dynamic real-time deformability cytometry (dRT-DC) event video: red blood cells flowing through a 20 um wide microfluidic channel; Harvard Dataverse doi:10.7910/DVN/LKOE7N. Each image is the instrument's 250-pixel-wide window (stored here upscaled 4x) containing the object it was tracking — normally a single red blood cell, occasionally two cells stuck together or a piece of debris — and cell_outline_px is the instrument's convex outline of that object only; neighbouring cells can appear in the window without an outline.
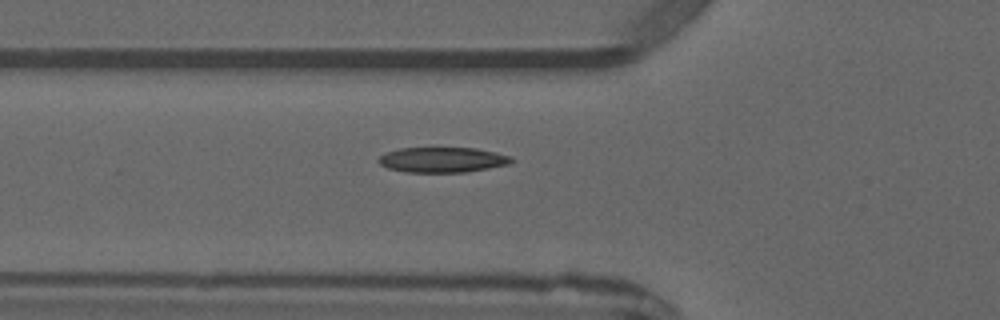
{"species": "common noctule bat (a hibernating species)", "species_latin": "Nyctalus noctula", "temperature_condition": "warm", "stored_images_in_passage": 5, "camera_frame_rate_fps": 3000, "um_per_image_px": 0.085, "animal": {"sex": "male", "forearm_length_mm": 52.5}, "frame": {"image": 1, "passage_image": 5, "time_ms": 4.667, "image_size_px": [1000, 320], "cell_outline_px": [[512, 160], [508, 164], [488, 168], [464, 172], [404, 172], [388, 168], [380, 164], [376, 160], [380, 156], [388, 152], [400, 148], [476, 148], [496, 152], [512, 156]], "centroid_in_image_um": [37.59, 13.58], "position_along_channel_um": 88.2, "area_um2": 19.42}}